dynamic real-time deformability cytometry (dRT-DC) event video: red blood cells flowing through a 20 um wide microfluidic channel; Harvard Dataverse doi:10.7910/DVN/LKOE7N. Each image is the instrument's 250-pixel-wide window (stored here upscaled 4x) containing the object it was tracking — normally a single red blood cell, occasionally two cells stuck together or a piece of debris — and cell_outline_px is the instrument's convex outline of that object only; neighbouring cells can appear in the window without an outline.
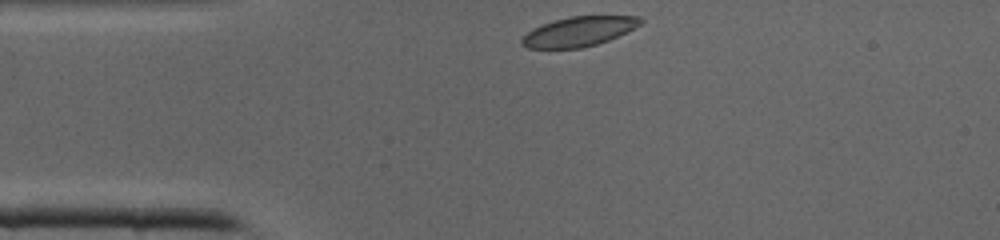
{"species": "common noctule bat (a hibernating species)", "species_latin": "Nyctalus noctula", "temperature_condition": "cold", "stored_images_in_passage": 26, "camera_frame_rate_fps": 3000, "um_per_image_px": 0.085, "animal": {"sex": "male", "body_mass_g": 19.0, "forearm_length_mm": 50.8}, "frame": {"image": 1, "passage_image": 1, "time_ms": 0.0, "image_size_px": [1000, 240], "cell_outline_px": [[644, 20], [640, 24], [608, 40], [596, 44], [580, 48], [528, 48], [520, 44], [520, 40], [528, 32], [544, 24], [556, 20], [572, 16], [640, 16]], "centroid_in_image_um": [49.19, 2.68], "position_along_channel_um": 35.8, "area_um2": 20.0}}
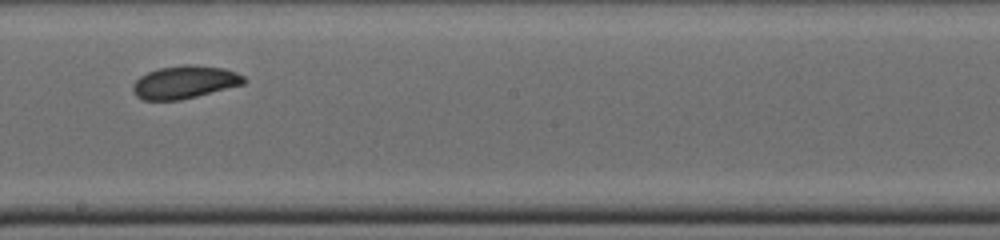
{"frame": {"image": 2, "passage_image": 15, "time_ms": 4.667, "image_size_px": [1000, 240], "cell_outline_px": [[248, 80], [244, 84], [180, 100], [144, 100], [136, 96], [132, 92], [132, 84], [140, 76], [148, 72], [160, 68], [184, 64], [196, 64], [224, 68], [236, 72], [244, 76]], "centroid_in_image_um": [15.7, 6.97], "position_along_channel_um": 232.5, "area_um2": 21.39}}
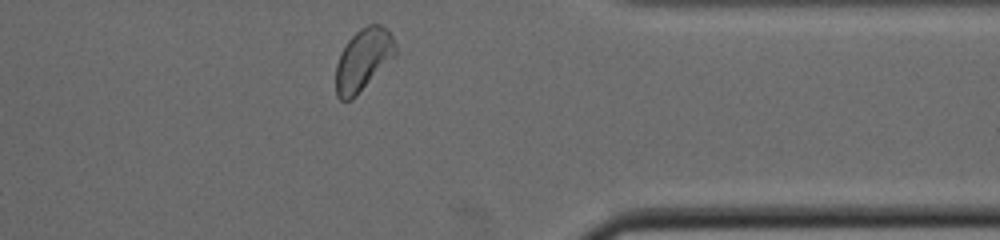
{"frame": {"image": 3, "passage_image": 25, "time_ms": 8.0, "image_size_px": [1000, 240], "cell_outline_px": [[396, 52], [356, 96], [352, 100], [340, 100], [336, 96], [336, 64], [340, 52], [348, 40], [360, 28], [368, 24], [380, 24], [388, 28], [396, 44]], "centroid_in_image_um": [30.84, 5.05], "position_along_channel_um": 380.6, "area_um2": 21.27}}